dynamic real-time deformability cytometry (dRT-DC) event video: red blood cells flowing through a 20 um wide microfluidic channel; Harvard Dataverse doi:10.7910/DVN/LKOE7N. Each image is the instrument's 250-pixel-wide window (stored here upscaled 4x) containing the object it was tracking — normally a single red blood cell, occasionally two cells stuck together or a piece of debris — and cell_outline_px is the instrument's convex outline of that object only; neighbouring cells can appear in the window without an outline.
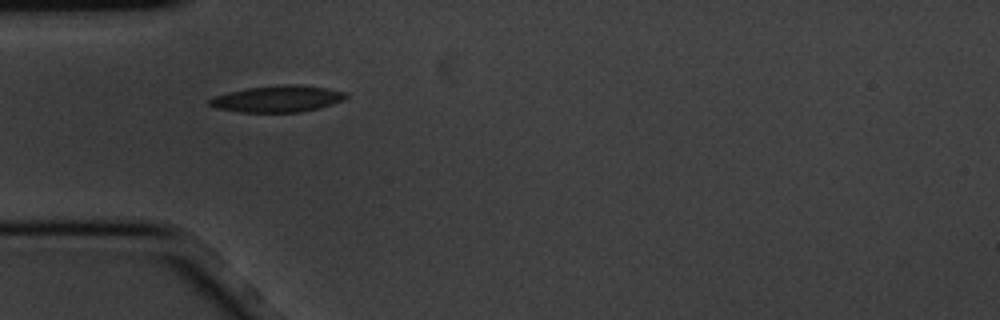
{"species": "common noctule bat (a hibernating species)", "species_latin": "Nyctalus noctula", "temperature_condition": "cold", "stored_images_in_passage": 3, "camera_frame_rate_fps": 3000, "um_per_image_px": 0.085, "animal": {"sex": "male", "body_mass_g": 20.1, "forearm_length_mm": 53.5}, "frame": {"image": 1, "passage_image": 1, "time_ms": 0.0, "image_size_px": [1000, 320], "cell_outline_px": [[348, 96], [344, 100], [320, 108], [300, 112], [240, 112], [216, 108], [208, 104], [208, 100], [216, 96], [228, 92], [248, 88], [280, 84], [292, 84], [328, 88], [348, 92]], "centroid_in_image_um": [23.63, 8.4], "position_along_channel_um": 61.4, "area_um2": 21.15}}
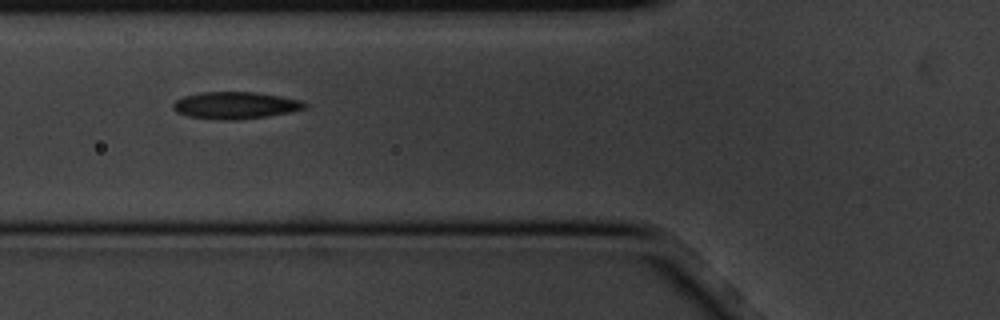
{"frame": {"image": 2, "passage_image": 2, "time_ms": 0.333, "image_size_px": [1000, 320], "cell_outline_px": [[308, 104], [304, 108], [288, 112], [268, 116], [240, 120], [224, 120], [188, 116], [176, 112], [172, 108], [172, 104], [176, 100], [184, 96], [200, 92], [256, 92], [304, 100]], "centroid_in_image_um": [20.0, 8.95], "position_along_channel_um": 105.8, "area_um2": 20.81}}
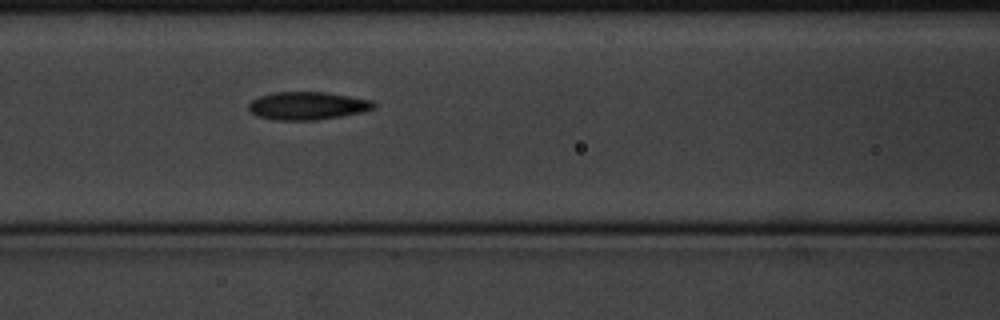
{"frame": {"image": 3, "passage_image": 3, "time_ms": 0.667, "image_size_px": [1000, 320], "cell_outline_px": [[376, 108], [364, 112], [316, 120], [276, 120], [256, 116], [248, 108], [248, 104], [252, 100], [260, 96], [272, 92], [324, 92], [372, 100], [376, 104]], "centroid_in_image_um": [26.14, 8.99], "position_along_channel_um": 140.5, "area_um2": 20.4}}